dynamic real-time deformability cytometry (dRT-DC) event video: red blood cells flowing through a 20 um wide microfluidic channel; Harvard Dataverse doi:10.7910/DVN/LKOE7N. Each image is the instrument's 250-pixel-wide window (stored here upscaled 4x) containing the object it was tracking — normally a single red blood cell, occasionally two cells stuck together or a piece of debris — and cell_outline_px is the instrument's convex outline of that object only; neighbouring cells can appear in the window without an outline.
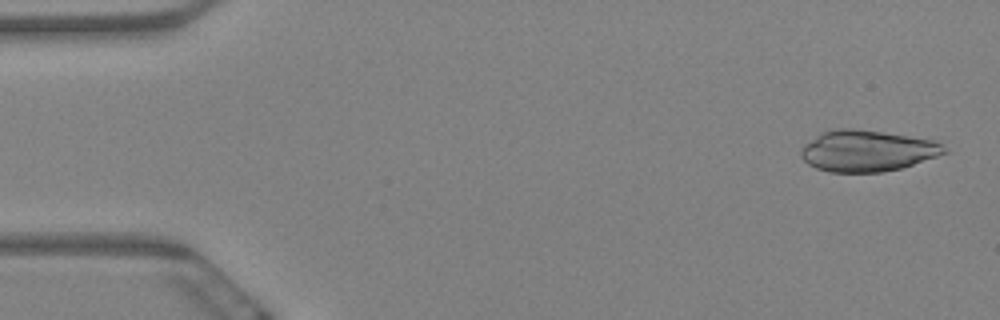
{"species": "Egyptian fruit bat (a non-hibernating species)", "species_latin": "Rousettus aegyptiacus", "temperature_condition": "warm", "stored_images_in_passage": 4, "camera_frame_rate_fps": 3000, "um_per_image_px": 0.085, "animal": {"sex": "female"}, "frame": {"image": 1, "passage_image": 1, "time_ms": 0.0, "image_size_px": [1000, 320], "cell_outline_px": [[948, 152], [900, 168], [880, 172], [828, 172], [816, 168], [808, 164], [800, 156], [800, 148], [804, 144], [820, 132], [832, 128], [856, 128], [936, 140]], "centroid_in_image_um": [73.63, 12.8], "position_along_channel_um": 11.4, "area_um2": 34.51}}